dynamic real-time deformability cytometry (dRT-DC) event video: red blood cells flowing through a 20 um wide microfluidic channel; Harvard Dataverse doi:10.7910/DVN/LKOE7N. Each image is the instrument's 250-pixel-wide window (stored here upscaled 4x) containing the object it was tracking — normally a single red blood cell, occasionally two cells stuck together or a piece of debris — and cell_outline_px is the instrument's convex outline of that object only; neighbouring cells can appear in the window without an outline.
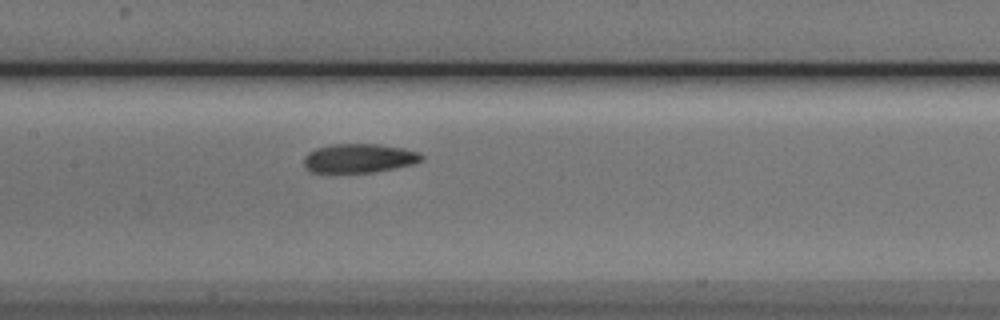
{"species": "Egyptian fruit bat (a non-hibernating species)", "species_latin": "Rousettus aegyptiacus", "temperature_condition": "cold", "stored_images_in_passage": 10, "camera_frame_rate_fps": 3000, "um_per_image_px": 0.085, "animal": {"sex": "male"}, "frame": {"image": 1, "passage_image": 10, "time_ms": 11.0, "image_size_px": [1000, 320], "cell_outline_px": [[424, 160], [416, 164], [372, 172], [312, 172], [304, 168], [304, 156], [308, 152], [316, 148], [332, 144], [380, 144], [404, 148], [420, 152], [424, 156]], "centroid_in_image_um": [30.56, 13.44], "position_along_channel_um": 176.8, "area_um2": 20.11}}